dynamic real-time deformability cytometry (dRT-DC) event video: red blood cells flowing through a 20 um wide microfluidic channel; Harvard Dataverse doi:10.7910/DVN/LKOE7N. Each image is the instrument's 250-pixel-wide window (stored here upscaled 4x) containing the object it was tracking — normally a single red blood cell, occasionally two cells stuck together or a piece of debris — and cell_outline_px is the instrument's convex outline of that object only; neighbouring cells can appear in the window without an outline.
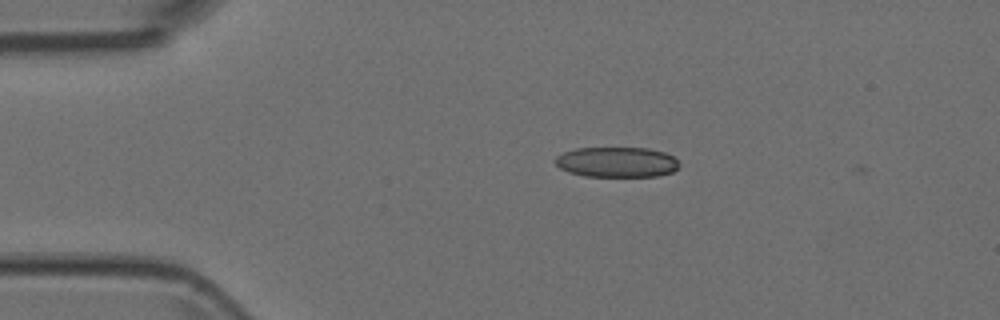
{"species": "Egyptian fruit bat (a non-hibernating species)", "species_latin": "Rousettus aegyptiacus", "temperature_condition": "room temperature", "stored_images_in_passage": 6, "camera_frame_rate_fps": 3000, "um_per_image_px": 0.085, "animal": {"sex": "female"}, "frame": {"image": 1, "passage_image": 1, "time_ms": 0.0, "image_size_px": [1000, 320], "cell_outline_px": [[680, 168], [672, 172], [656, 176], [584, 176], [568, 172], [560, 168], [556, 164], [556, 156], [564, 152], [576, 148], [648, 148], [664, 152], [672, 156], [680, 164]], "centroid_in_image_um": [52.44, 13.78], "position_along_channel_um": 32.6, "area_um2": 21.85}}
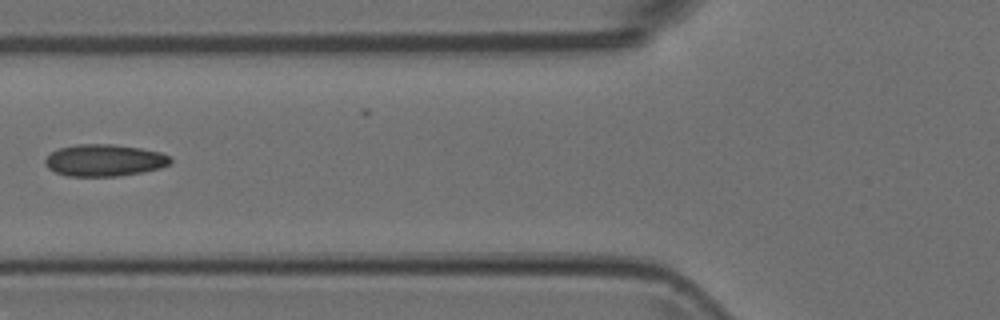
{"frame": {"image": 2, "passage_image": 4, "time_ms": 1.0, "image_size_px": [1000, 320], "cell_outline_px": [[172, 160], [168, 164], [160, 168], [120, 176], [68, 176], [56, 172], [48, 168], [44, 164], [44, 160], [52, 152], [60, 148], [76, 144], [112, 144], [140, 148], [160, 152], [172, 156]], "centroid_in_image_um": [8.87, 13.62], "position_along_channel_um": 116.9, "area_um2": 23.24}}
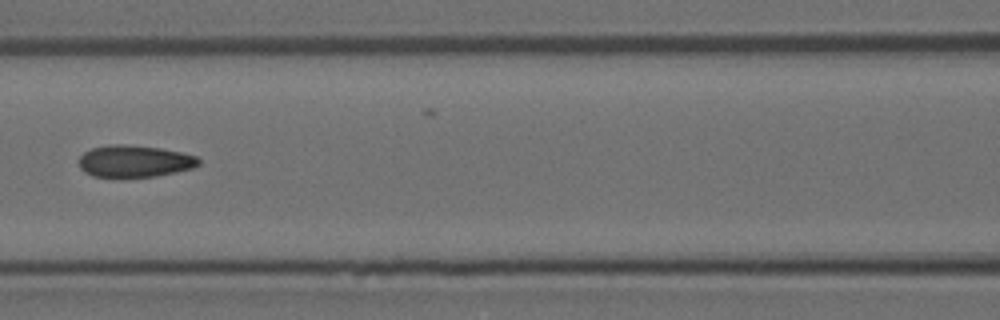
{"frame": {"image": 3, "passage_image": 5, "time_ms": 1.333, "image_size_px": [1000, 320], "cell_outline_px": [[200, 164], [192, 168], [176, 172], [156, 176], [92, 176], [84, 172], [80, 168], [80, 156], [84, 152], [92, 148], [108, 144], [124, 144], [160, 148], [180, 152], [196, 156], [200, 160]], "centroid_in_image_um": [11.43, 13.69], "position_along_channel_um": 155.2, "area_um2": 22.08}}